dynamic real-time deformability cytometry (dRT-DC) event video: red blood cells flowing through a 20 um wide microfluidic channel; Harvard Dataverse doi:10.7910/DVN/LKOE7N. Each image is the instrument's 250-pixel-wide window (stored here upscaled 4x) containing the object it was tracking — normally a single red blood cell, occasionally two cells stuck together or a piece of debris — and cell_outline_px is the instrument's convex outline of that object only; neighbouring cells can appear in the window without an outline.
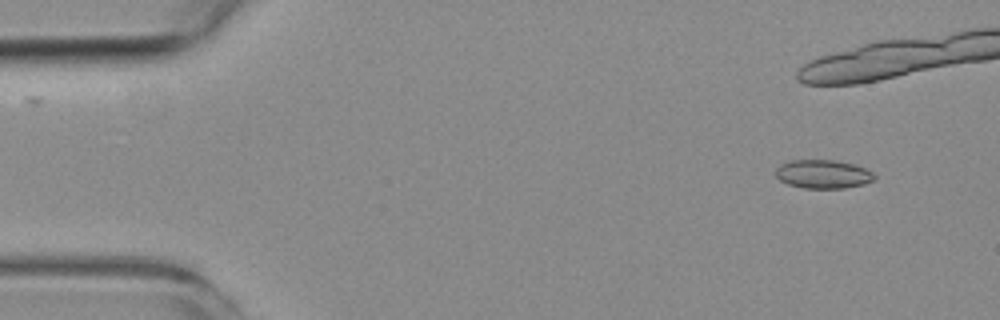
{"species": "common noctule bat (a hibernating species)", "species_latin": "Nyctalus noctula", "temperature_condition": "room temperature", "stored_images_in_passage": 7, "camera_frame_rate_fps": 3000, "um_per_image_px": 0.085, "animal": {"sex": "female", "body_mass_g": 19.3, "forearm_length_mm": 54.1}, "frame": {"image": 1, "passage_image": 1, "time_ms": 0.0, "image_size_px": [1000, 320], "cell_outline_px": [[876, 180], [864, 184], [844, 188], [804, 188], [788, 184], [780, 180], [776, 176], [776, 168], [780, 164], [788, 160], [832, 160], [852, 164], [864, 168], [872, 172], [876, 176]], "centroid_in_image_um": [69.96, 14.8], "position_along_channel_um": 15.0, "area_um2": 16.47}}